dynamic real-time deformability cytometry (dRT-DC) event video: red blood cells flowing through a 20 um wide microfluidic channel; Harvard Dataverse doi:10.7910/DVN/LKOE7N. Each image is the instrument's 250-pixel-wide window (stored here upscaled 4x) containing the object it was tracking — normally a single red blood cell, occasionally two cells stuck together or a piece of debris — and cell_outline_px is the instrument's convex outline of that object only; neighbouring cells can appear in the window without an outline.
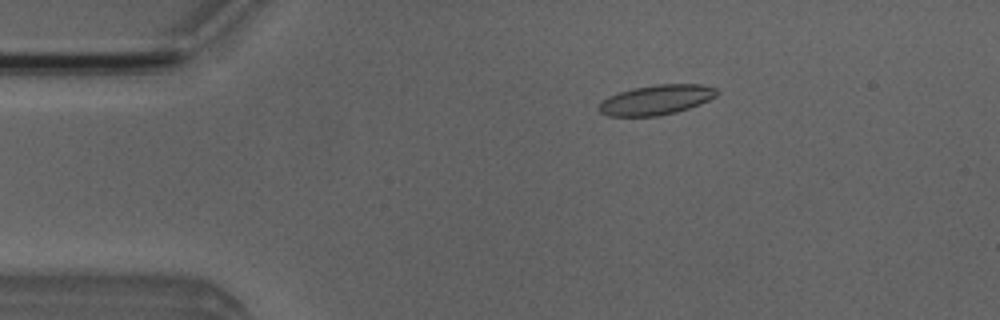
{"species": "Egyptian fruit bat (a non-hibernating species)", "species_latin": "Rousettus aegyptiacus", "temperature_condition": "room temperature", "stored_images_in_passage": 43, "camera_frame_rate_fps": 3000, "um_per_image_px": 0.085, "animal": {"sex": "male"}, "frame": {"image": 1, "passage_image": 1, "time_ms": 0.0, "image_size_px": [1000, 320], "cell_outline_px": [[720, 92], [716, 96], [700, 104], [676, 112], [660, 116], [608, 116], [600, 112], [596, 108], [608, 96], [632, 88], [656, 84], [700, 84], [716, 88]], "centroid_in_image_um": [55.79, 8.48], "position_along_channel_um": 29.2, "area_um2": 20.58}}
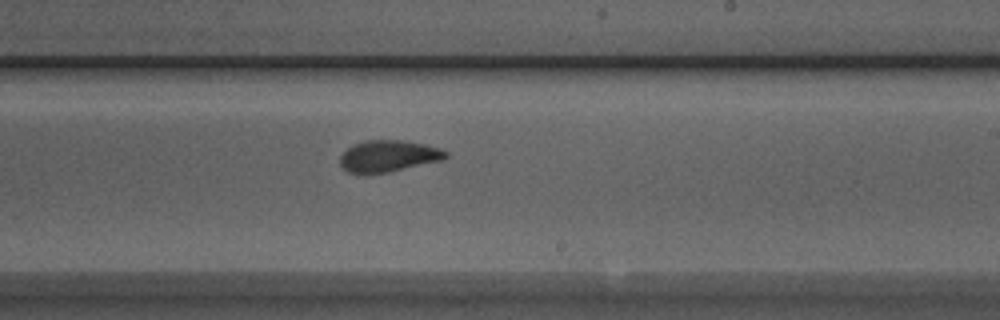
{"frame": {"image": 2, "passage_image": 22, "time_ms": 7.0, "image_size_px": [1000, 320], "cell_outline_px": [[448, 156], [440, 160], [388, 172], [348, 172], [340, 164], [340, 156], [352, 144], [364, 140], [400, 140], [424, 144], [440, 148], [448, 152]], "centroid_in_image_um": [33.01, 13.24], "position_along_channel_um": 256.0, "area_um2": 19.02}}
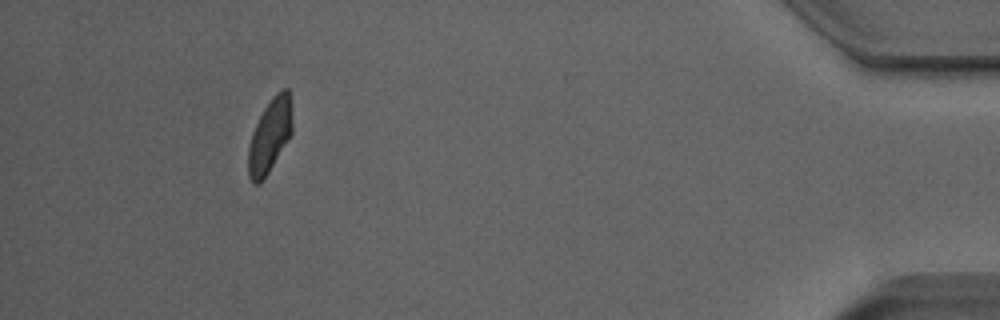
{"frame": {"image": 3, "passage_image": 39, "time_ms": 12.667, "image_size_px": [1000, 320], "cell_outline_px": [[292, 132], [288, 140], [268, 172], [260, 184], [252, 184], [248, 176], [248, 144], [252, 132], [264, 108], [272, 96], [280, 88], [288, 88], [292, 124]], "centroid_in_image_um": [22.91, 11.55], "position_along_channel_um": 412.3, "area_um2": 18.84}, "authors_computed_cell_mechanics": {"area_um2": 19.8254, "velocity_mm_per_s": 3.9674, "shape_relaxation_time_tau1_ms": 10.2636, "shape_relaxation_time_tau2_ms": 1.156, "deformation_change_tau1": 0.212, "deformation_change_tau2": 0.0817}}